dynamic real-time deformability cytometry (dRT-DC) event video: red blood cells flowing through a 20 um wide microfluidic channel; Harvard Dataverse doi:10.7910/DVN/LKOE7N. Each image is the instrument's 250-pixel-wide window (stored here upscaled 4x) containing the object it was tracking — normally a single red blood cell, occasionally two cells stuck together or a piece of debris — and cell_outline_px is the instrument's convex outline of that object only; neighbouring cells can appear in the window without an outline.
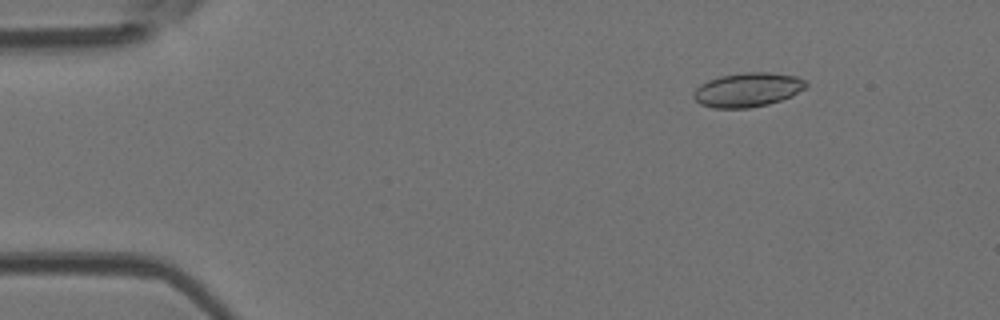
{"species": "Egyptian fruit bat (a non-hibernating species)", "species_latin": "Rousettus aegyptiacus", "temperature_condition": "room temperature", "stored_images_in_passage": 46, "camera_frame_rate_fps": 3000, "um_per_image_px": 0.085, "animal": {"sex": "female"}, "frame": {"image": 1, "passage_image": 4, "time_ms": 1.0, "image_size_px": [1000, 320], "cell_outline_px": [[808, 84], [804, 88], [792, 96], [768, 104], [748, 108], [712, 108], [700, 104], [692, 96], [692, 92], [700, 84], [708, 80], [720, 76], [744, 72], [768, 72], [796, 76], [804, 80]], "centroid_in_image_um": [63.51, 7.63], "position_along_channel_um": 21.5, "area_um2": 22.43}}
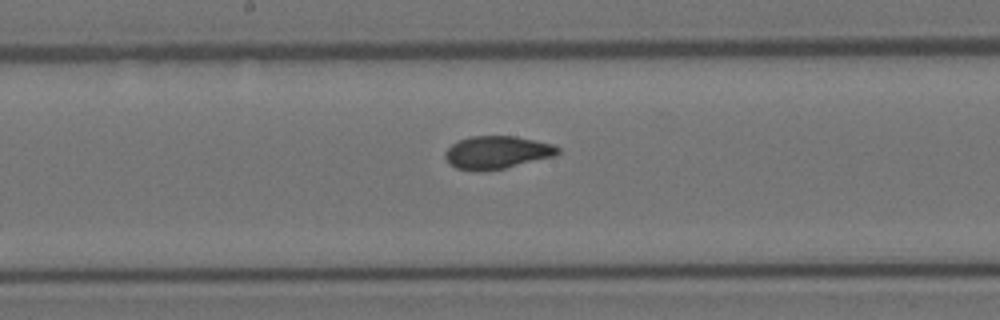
{"frame": {"image": 2, "passage_image": 23, "time_ms": 7.333, "image_size_px": [1000, 320], "cell_outline_px": [[560, 152], [556, 156], [504, 168], [456, 168], [448, 164], [444, 156], [444, 152], [456, 140], [468, 136], [516, 136], [552, 144], [560, 148]], "centroid_in_image_um": [42.25, 12.91], "position_along_channel_um": 205.9, "area_um2": 21.15}}
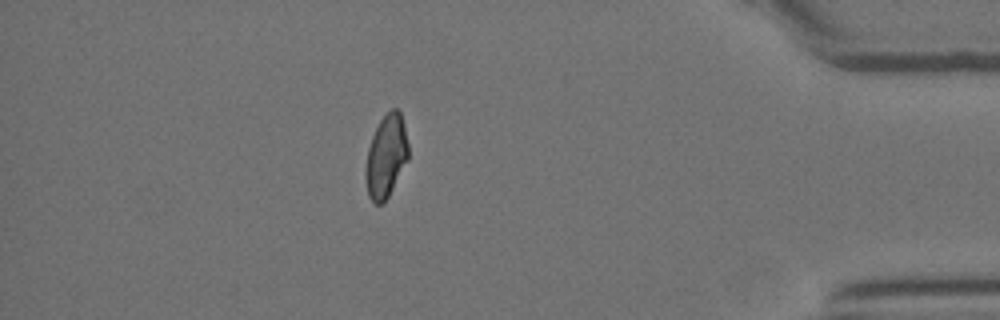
{"frame": {"image": 3, "passage_image": 40, "time_ms": 13.0, "image_size_px": [1000, 320], "cell_outline_px": [[408, 160], [384, 204], [376, 204], [368, 196], [364, 176], [364, 172], [368, 148], [372, 136], [380, 120], [392, 108], [396, 108], [400, 112], [404, 124], [408, 144]], "centroid_in_image_um": [32.81, 13.31], "position_along_channel_um": 402.4, "area_um2": 20.69}, "authors_computed_cell_mechanics": {"area_um2": 21.7617, "velocity_mm_per_s": 4.2206, "shape_relaxation_time_tau1_ms": null, "shape_relaxation_time_tau2_ms": 1.0794, "deformation_change_tau1": null, "deformation_change_tau2": 0.0516}}